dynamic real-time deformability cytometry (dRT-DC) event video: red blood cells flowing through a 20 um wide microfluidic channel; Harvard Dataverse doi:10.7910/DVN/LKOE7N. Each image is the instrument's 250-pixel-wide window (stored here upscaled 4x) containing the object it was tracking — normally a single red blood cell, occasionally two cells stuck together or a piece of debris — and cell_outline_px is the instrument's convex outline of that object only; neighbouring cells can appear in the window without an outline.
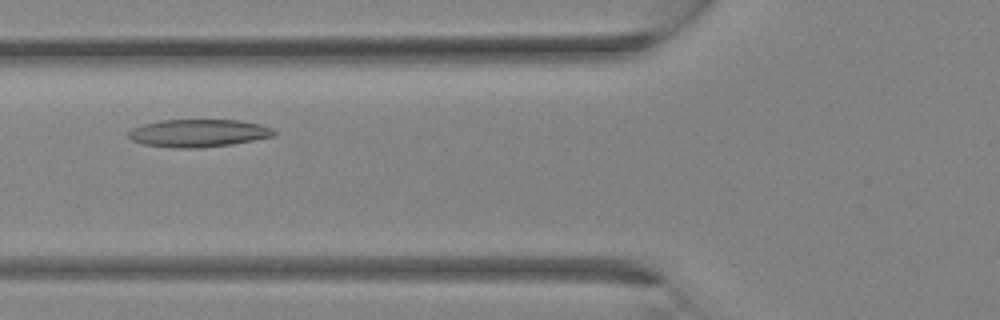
{"species": "Egyptian fruit bat (a non-hibernating species)", "species_latin": "Rousettus aegyptiacus", "temperature_condition": "room temperature", "stored_images_in_passage": 26, "camera_frame_rate_fps": 3000, "um_per_image_px": 0.085, "animal": {"sex": "female"}, "frame": {"image": 1, "passage_image": 6, "time_ms": 1.667, "image_size_px": [1000, 320], "cell_outline_px": [[276, 136], [232, 144], [200, 148], [176, 148], [144, 144], [132, 140], [128, 136], [128, 132], [132, 128], [144, 124], [160, 120], [240, 120], [260, 124], [272, 128], [276, 132]], "centroid_in_image_um": [16.89, 11.31], "position_along_channel_um": 108.9, "area_um2": 23.52}}
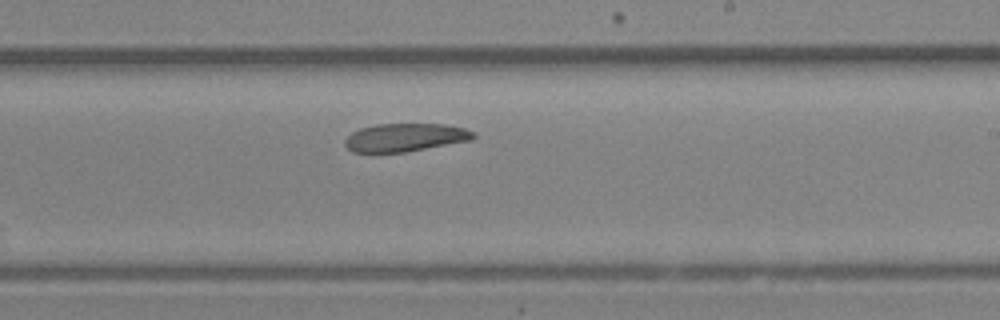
{"frame": {"image": 2, "passage_image": 13, "time_ms": 4.0, "image_size_px": [1000, 320], "cell_outline_px": [[476, 136], [472, 140], [404, 152], [352, 152], [344, 144], [344, 140], [352, 132], [360, 128], [376, 124], [444, 124], [464, 128], [476, 132]], "centroid_in_image_um": [34.45, 11.68], "position_along_channel_um": 254.6, "area_um2": 21.04}}
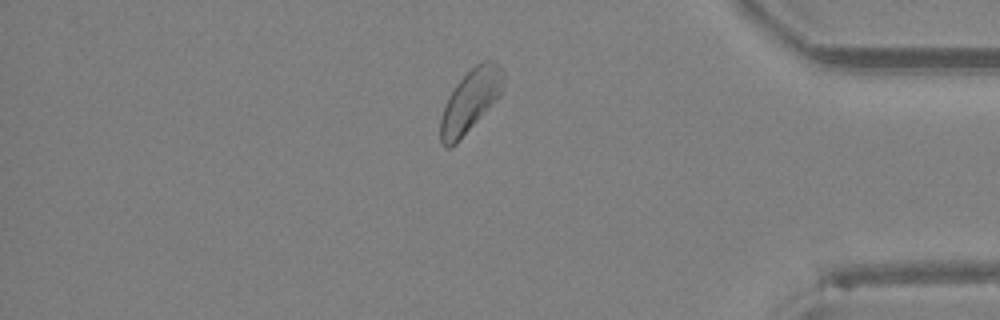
{"frame": {"image": 3, "passage_image": 21, "time_ms": 6.667, "image_size_px": [1000, 320], "cell_outline_px": [[504, 88], [500, 96], [456, 144], [448, 148], [444, 148], [440, 144], [440, 120], [444, 104], [448, 96], [456, 84], [480, 60], [492, 60], [504, 72]], "centroid_in_image_um": [39.97, 8.58], "position_along_channel_um": 395.2, "area_um2": 23.0}}